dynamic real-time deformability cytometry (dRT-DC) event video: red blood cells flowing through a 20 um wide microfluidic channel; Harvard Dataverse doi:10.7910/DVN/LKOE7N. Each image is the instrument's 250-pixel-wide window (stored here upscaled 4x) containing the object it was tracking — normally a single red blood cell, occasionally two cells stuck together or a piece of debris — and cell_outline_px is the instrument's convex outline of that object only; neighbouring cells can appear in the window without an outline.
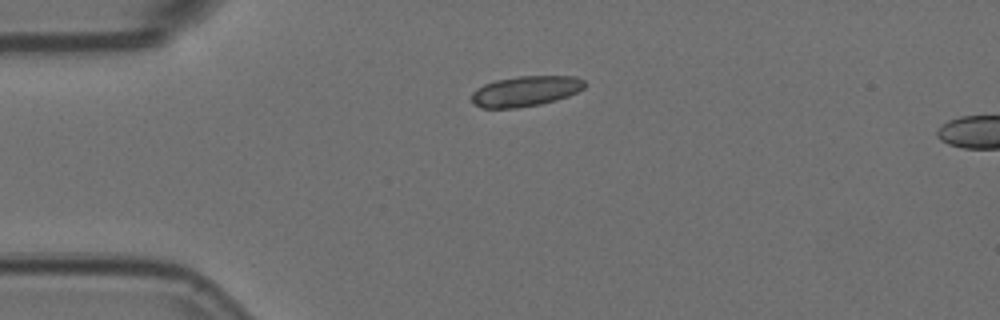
{"species": "Egyptian fruit bat (a non-hibernating species)", "species_latin": "Rousettus aegyptiacus", "temperature_condition": "room temperature", "stored_images_in_passage": 4, "camera_frame_rate_fps": 3000, "um_per_image_px": 0.085, "animal": {"sex": "female"}, "frame": {"image": 1, "passage_image": 4, "time_ms": 1.0, "image_size_px": [1000, 320], "cell_outline_px": [[588, 84], [584, 88], [568, 96], [556, 100], [540, 104], [516, 108], [480, 108], [472, 100], [472, 92], [476, 88], [484, 84], [496, 80], [520, 76], [576, 76], [584, 80]], "centroid_in_image_um": [44.69, 7.74], "position_along_channel_um": 40.3, "area_um2": 20.06}}